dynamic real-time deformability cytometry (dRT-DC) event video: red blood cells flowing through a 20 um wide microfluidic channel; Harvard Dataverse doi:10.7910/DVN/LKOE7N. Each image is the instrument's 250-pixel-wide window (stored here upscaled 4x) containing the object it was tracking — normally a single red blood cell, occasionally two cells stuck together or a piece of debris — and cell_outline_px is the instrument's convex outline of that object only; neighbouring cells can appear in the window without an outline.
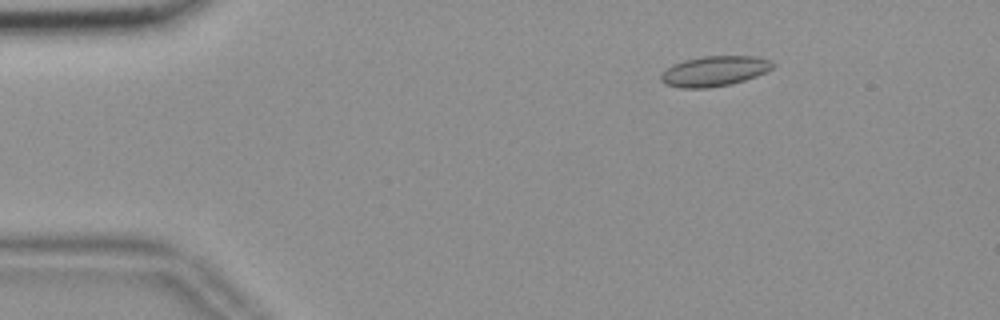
{"species": "common noctule bat (a hibernating species)", "species_latin": "Nyctalus noctula", "temperature_condition": "room temperature", "stored_images_in_passage": 50, "camera_frame_rate_fps": 3000, "um_per_image_px": 0.085, "animal": {"sex": "female", "body_mass_g": 18.4}, "frame": {"image": 1, "passage_image": 3, "time_ms": 0.667, "image_size_px": [1000, 320], "cell_outline_px": [[776, 64], [772, 68], [756, 76], [732, 84], [708, 88], [680, 88], [664, 84], [660, 80], [660, 76], [672, 64], [684, 60], [704, 56], [756, 56], [772, 60]], "centroid_in_image_um": [60.73, 6.04], "position_along_channel_um": 24.3, "area_um2": 19.77}}
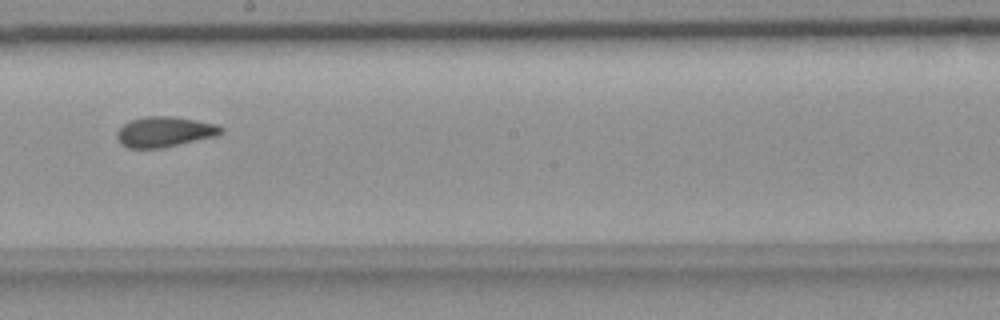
{"frame": {"image": 2, "passage_image": 26, "time_ms": 8.333, "image_size_px": [1000, 320], "cell_outline_px": [[224, 132], [216, 136], [160, 148], [128, 148], [120, 144], [116, 136], [116, 132], [124, 124], [132, 120], [144, 116], [176, 116], [216, 124], [224, 128]], "centroid_in_image_um": [13.99, 11.2], "position_along_channel_um": 234.2, "area_um2": 18.44}}
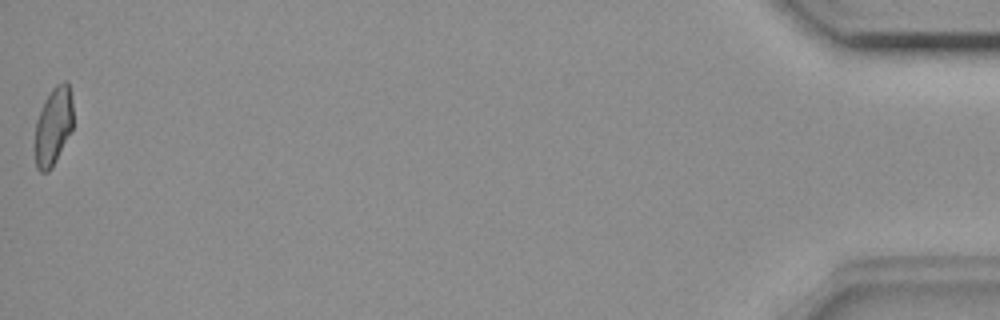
{"frame": {"image": 3, "passage_image": 50, "time_ms": 16.333, "image_size_px": [1000, 320], "cell_outline_px": [[72, 128], [52, 168], [48, 172], [40, 172], [36, 168], [32, 148], [36, 120], [44, 100], [52, 88], [56, 84], [64, 80], [68, 80], [72, 100]], "centroid_in_image_um": [4.47, 10.75], "position_along_channel_um": 430.7, "area_um2": 17.92}, "authors_computed_cell_mechanics": {"area_um2": 18.3804, "velocity_mm_per_s": 3.6745, "shape_relaxation_time_tau1_ms": null, "shape_relaxation_time_tau2_ms": 1.5582, "deformation_change_tau1": null, "deformation_change_tau2": 0.0723}}